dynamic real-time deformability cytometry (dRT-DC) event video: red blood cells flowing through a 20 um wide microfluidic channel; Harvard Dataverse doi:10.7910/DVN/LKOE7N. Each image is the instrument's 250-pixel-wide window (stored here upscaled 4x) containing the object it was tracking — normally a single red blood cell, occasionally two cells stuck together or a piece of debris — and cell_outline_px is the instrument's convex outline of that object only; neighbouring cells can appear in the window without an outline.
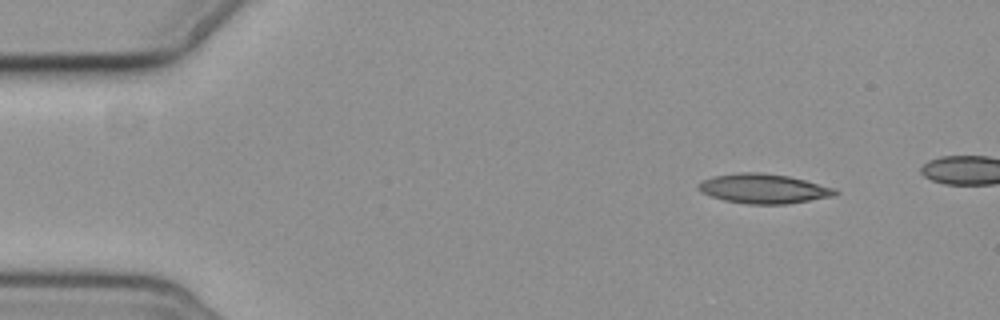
{"species": "common noctule bat (a hibernating species)", "species_latin": "Nyctalus noctula", "temperature_condition": "cold", "stored_images_in_passage": 5, "camera_frame_rate_fps": 3000, "um_per_image_px": 0.085, "animal": {"sex": "female", "body_mass_g": 19.3, "forearm_length_mm": 54.1}, "frame": {"image": 1, "passage_image": 1, "time_ms": 0.0, "image_size_px": [1000, 320], "cell_outline_px": [[840, 192], [836, 196], [784, 204], [748, 204], [724, 200], [700, 192], [696, 188], [704, 180], [716, 176], [740, 172], [760, 172], [788, 176], [804, 180], [832, 188]], "centroid_in_image_um": [64.91, 16.04], "position_along_channel_um": 20.1, "area_um2": 23.24}}